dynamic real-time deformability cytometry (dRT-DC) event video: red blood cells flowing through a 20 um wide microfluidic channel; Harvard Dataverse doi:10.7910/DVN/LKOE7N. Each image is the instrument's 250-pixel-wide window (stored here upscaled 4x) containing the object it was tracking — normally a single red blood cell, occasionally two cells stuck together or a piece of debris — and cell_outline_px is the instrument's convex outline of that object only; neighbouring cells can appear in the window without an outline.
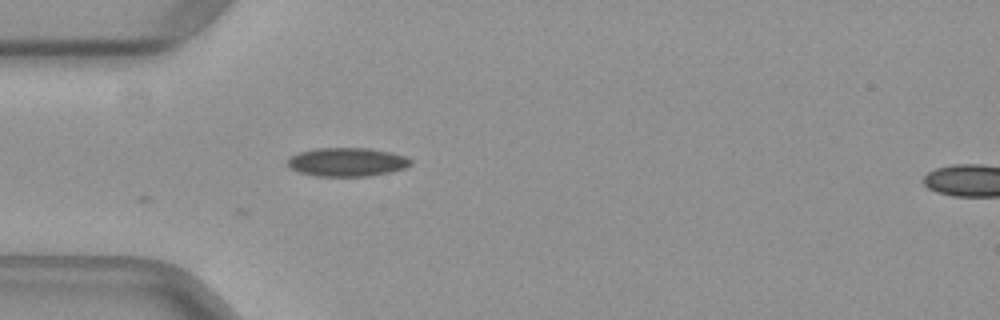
{"species": "common noctule bat (a hibernating species)", "species_latin": "Nyctalus noctula", "temperature_condition": "warm", "stored_images_in_passage": 7, "camera_frame_rate_fps": 3000, "um_per_image_px": 0.085, "animal": {"sex": "female", "body_mass_g": 29.2, "forearm_length_mm": 56.3}, "frame": {"image": 1, "passage_image": 1, "time_ms": 0.0, "image_size_px": [1000, 320], "cell_outline_px": [[412, 164], [404, 168], [392, 172], [368, 176], [316, 176], [300, 172], [288, 168], [288, 156], [300, 152], [316, 148], [368, 148], [392, 152], [404, 156], [412, 160]], "centroid_in_image_um": [29.5, 13.77], "position_along_channel_um": 55.5, "area_um2": 20.69}}